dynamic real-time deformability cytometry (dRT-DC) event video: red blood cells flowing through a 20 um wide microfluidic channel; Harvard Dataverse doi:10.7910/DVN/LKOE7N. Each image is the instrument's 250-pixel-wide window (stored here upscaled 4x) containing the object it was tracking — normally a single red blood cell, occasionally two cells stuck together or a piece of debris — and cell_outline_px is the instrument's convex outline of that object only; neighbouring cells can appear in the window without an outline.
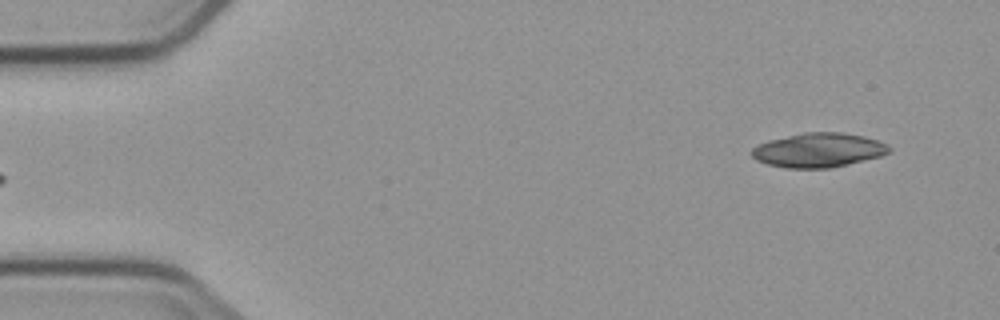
{"species": "common noctule bat (a hibernating species)", "species_latin": "Nyctalus noctula", "temperature_condition": "cold", "stored_images_in_passage": 3, "camera_frame_rate_fps": 3000, "um_per_image_px": 0.085, "animal": {"sex": "male", "body_mass_g": 23.1, "forearm_length_mm": 52.7}, "frame": {"image": 1, "passage_image": 3, "time_ms": 3.333, "image_size_px": [1000, 320], "cell_outline_px": [[892, 152], [880, 156], [832, 168], [784, 168], [768, 164], [756, 160], [748, 152], [752, 148], [768, 140], [804, 132], [840, 132], [864, 136], [888, 144], [892, 148]], "centroid_in_image_um": [69.57, 12.76], "position_along_channel_um": 15.4, "area_um2": 27.63}}